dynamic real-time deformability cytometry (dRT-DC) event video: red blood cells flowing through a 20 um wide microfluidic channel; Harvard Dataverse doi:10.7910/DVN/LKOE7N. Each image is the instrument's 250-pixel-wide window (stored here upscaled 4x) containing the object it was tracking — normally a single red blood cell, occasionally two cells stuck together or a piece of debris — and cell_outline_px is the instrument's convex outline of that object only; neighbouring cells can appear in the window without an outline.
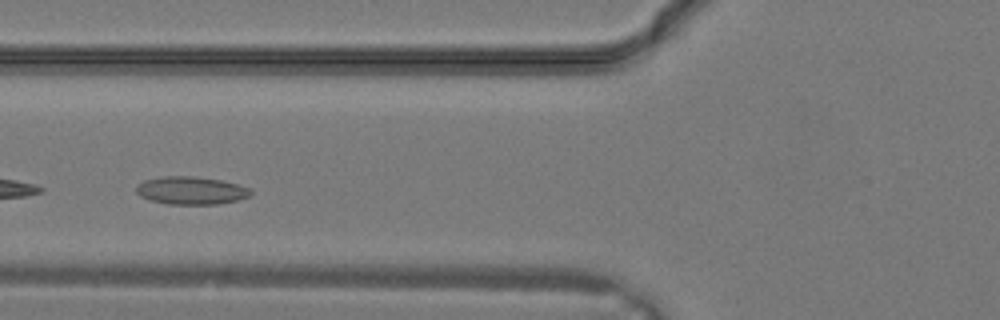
{"species": "common noctule bat (a hibernating species)", "species_latin": "Nyctalus noctula", "temperature_condition": "warm", "stored_images_in_passage": 5, "camera_frame_rate_fps": 3000, "um_per_image_px": 0.085, "animal": {"sex": "male", "body_mass_g": 19.2, "forearm_length_mm": 51.8}, "frame": {"image": 1, "passage_image": 3, "time_ms": 0.667, "image_size_px": [1000, 320], "cell_outline_px": [[252, 192], [248, 196], [240, 200], [216, 204], [168, 204], [152, 200], [140, 196], [136, 192], [136, 184], [144, 180], [160, 176], [196, 176], [220, 180], [252, 188]], "centroid_in_image_um": [16.23, 16.18], "position_along_channel_um": 109.6, "area_um2": 18.67}}